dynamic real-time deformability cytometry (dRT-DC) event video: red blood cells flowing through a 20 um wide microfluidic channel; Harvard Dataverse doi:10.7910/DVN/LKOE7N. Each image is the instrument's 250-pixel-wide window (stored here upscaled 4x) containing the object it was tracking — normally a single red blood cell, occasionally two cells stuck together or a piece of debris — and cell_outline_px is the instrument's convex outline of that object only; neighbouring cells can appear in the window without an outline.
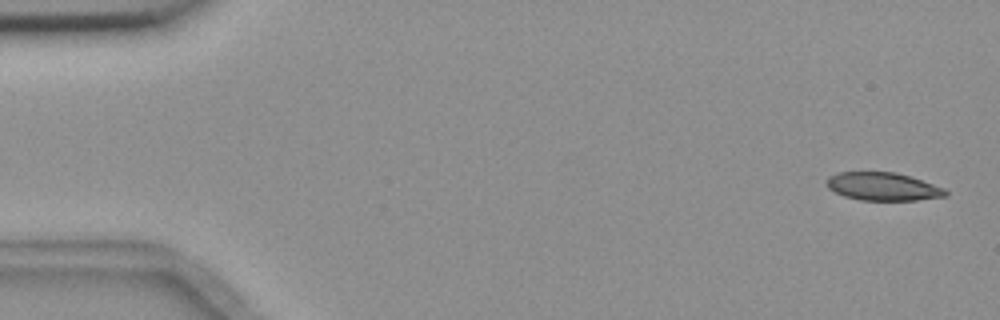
{"species": "common noctule bat (a hibernating species)", "species_latin": "Nyctalus noctula", "temperature_condition": "room temperature", "stored_images_in_passage": 8, "camera_frame_rate_fps": 3000, "um_per_image_px": 0.085, "animal": {"sex": "female", "body_mass_g": 18.4}, "frame": {"image": 1, "passage_image": 1, "time_ms": 0.0, "image_size_px": [1000, 320], "cell_outline_px": [[948, 196], [916, 200], [860, 200], [844, 196], [828, 188], [828, 176], [836, 172], [896, 172], [944, 188], [948, 192]], "centroid_in_image_um": [75.04, 15.86], "position_along_channel_um": 10.0, "area_um2": 19.25}}
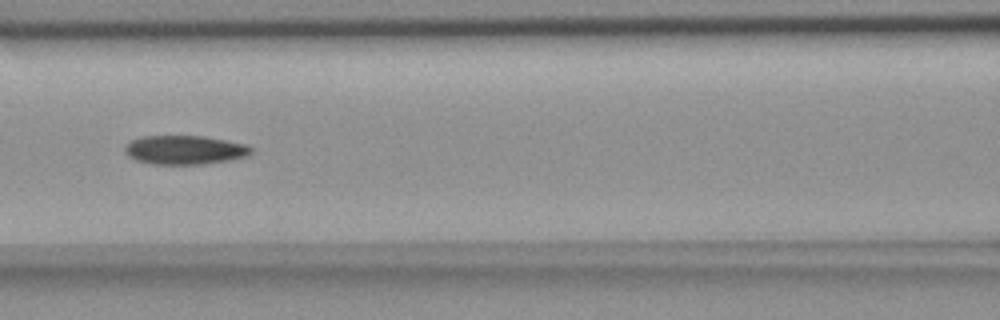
{"frame": {"image": 2, "passage_image": 7, "time_ms": 7.333, "image_size_px": [1000, 320], "cell_outline_px": [[252, 152], [248, 156], [228, 160], [204, 164], [152, 164], [136, 160], [128, 156], [124, 152], [124, 148], [132, 140], [140, 136], [204, 136], [244, 144], [252, 148]], "centroid_in_image_um": [15.68, 12.74], "position_along_channel_um": 150.9, "area_um2": 21.21}}
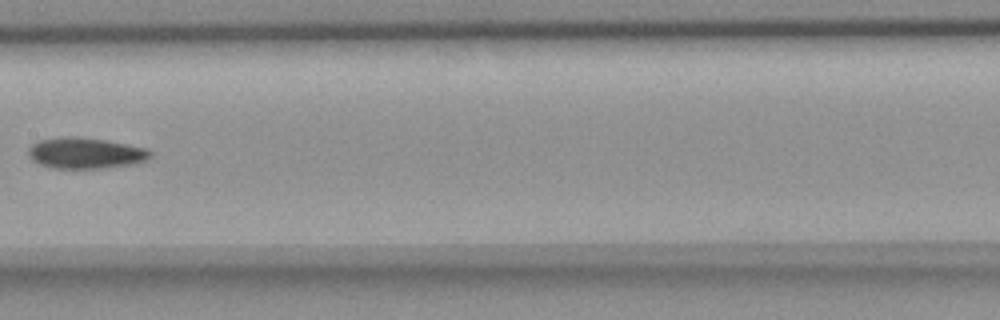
{"frame": {"image": 3, "passage_image": 8, "time_ms": 8.667, "image_size_px": [1000, 320], "cell_outline_px": [[152, 156], [144, 160], [132, 164], [104, 168], [52, 168], [40, 164], [32, 160], [28, 156], [28, 148], [32, 144], [40, 140], [60, 136], [76, 136], [104, 140], [144, 148], [152, 152]], "centroid_in_image_um": [7.21, 13.01], "position_along_channel_um": 200.2, "area_um2": 21.91}}